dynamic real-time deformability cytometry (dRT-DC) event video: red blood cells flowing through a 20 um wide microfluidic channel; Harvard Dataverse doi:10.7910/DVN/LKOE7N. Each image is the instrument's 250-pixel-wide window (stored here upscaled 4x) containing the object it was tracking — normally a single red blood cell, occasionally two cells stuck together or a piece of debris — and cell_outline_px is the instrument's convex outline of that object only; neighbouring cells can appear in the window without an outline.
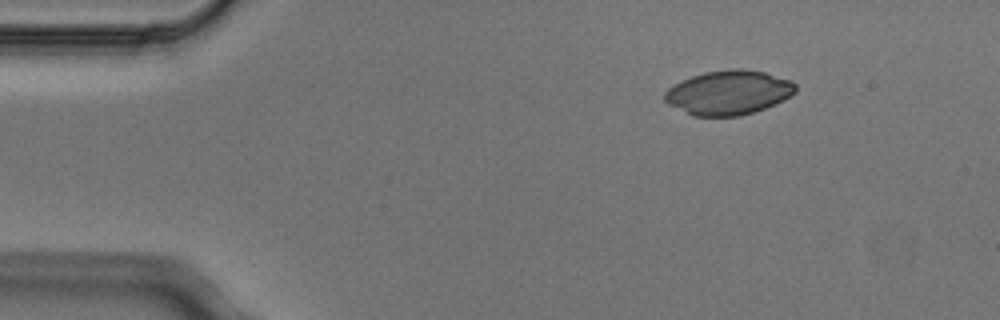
{"species": "Egyptian fruit bat (a non-hibernating species)", "species_latin": "Rousettus aegyptiacus", "temperature_condition": "cold", "stored_images_in_passage": 3, "camera_frame_rate_fps": 3000, "um_per_image_px": 0.085, "animal": {"sex": "male"}, "frame": {"image": 1, "passage_image": 1, "time_ms": 0.0, "image_size_px": [1000, 320], "cell_outline_px": [[796, 92], [784, 100], [764, 108], [740, 116], [692, 116], [668, 104], [664, 100], [664, 92], [668, 88], [692, 76], [704, 72], [732, 68], [740, 68], [764, 72], [792, 80], [796, 84]], "centroid_in_image_um": [61.94, 7.86], "position_along_channel_um": 23.1, "area_um2": 33.81}}